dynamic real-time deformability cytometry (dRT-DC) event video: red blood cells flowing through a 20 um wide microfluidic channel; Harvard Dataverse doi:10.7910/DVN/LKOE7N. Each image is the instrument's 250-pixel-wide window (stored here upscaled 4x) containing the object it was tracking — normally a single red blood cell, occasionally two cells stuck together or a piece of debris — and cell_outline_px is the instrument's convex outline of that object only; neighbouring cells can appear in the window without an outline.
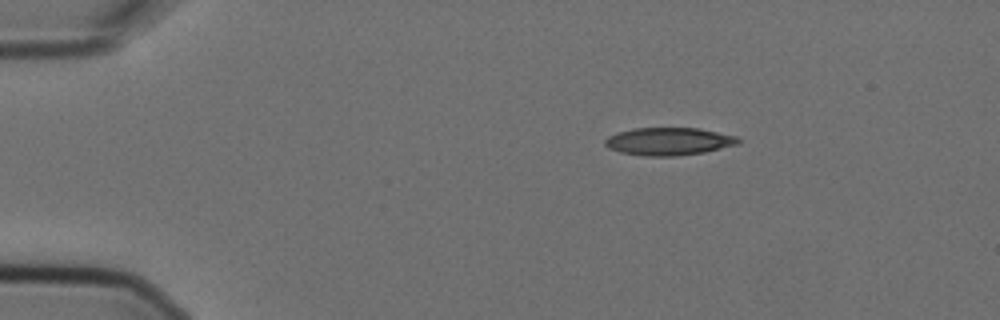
{"species": "Egyptian fruit bat (a non-hibernating species)", "species_latin": "Rousettus aegyptiacus", "temperature_condition": "cold", "stored_images_in_passage": 3, "camera_frame_rate_fps": 3000, "um_per_image_px": 0.085, "animal": {"sex": "female"}, "frame": {"image": 1, "passage_image": 1, "time_ms": 0.0, "image_size_px": [1000, 320], "cell_outline_px": [[744, 140], [740, 144], [704, 152], [676, 156], [648, 156], [620, 152], [608, 148], [604, 144], [604, 140], [608, 136], [616, 132], [632, 128], [700, 128], [736, 136]], "centroid_in_image_um": [56.86, 12.01], "position_along_channel_um": 28.1, "area_um2": 21.73}}